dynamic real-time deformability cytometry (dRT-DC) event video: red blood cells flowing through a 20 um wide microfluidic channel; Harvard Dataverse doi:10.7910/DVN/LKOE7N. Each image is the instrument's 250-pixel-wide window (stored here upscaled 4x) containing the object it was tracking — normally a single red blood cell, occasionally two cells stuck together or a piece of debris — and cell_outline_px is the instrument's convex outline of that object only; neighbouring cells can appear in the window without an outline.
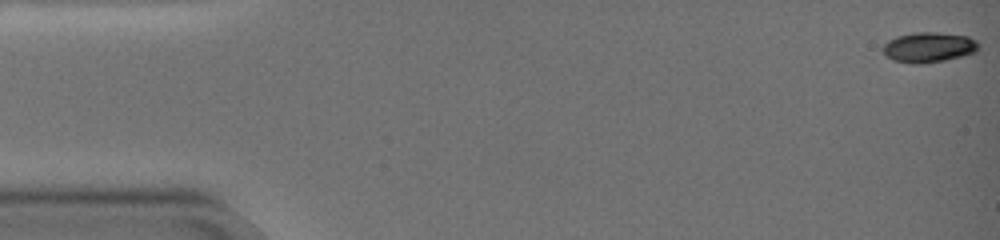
{"species": "common noctule bat (a hibernating species)", "species_latin": "Nyctalus noctula", "temperature_condition": "warm", "stored_images_in_passage": 70, "camera_frame_rate_fps": 3000, "um_per_image_px": 0.085, "animal": {"sex": "female", "body_mass_g": 19.0, "forearm_length_mm": 51.5}, "frame": {"image": 1, "passage_image": 1, "time_ms": 0.0, "image_size_px": [1000, 240], "cell_outline_px": [[976, 48], [972, 52], [960, 56], [940, 60], [896, 60], [888, 56], [884, 52], [884, 44], [900, 36], [924, 32], [968, 36], [976, 44]], "centroid_in_image_um": [78.95, 3.97], "position_along_channel_um": 6.0, "area_um2": 14.85}}
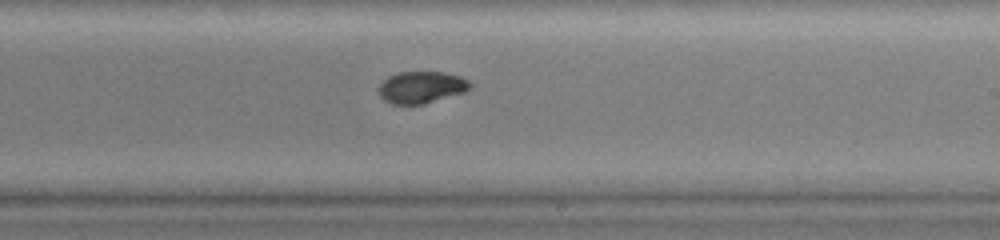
{"frame": {"image": 2, "passage_image": 43, "time_ms": 14.0, "image_size_px": [1000, 240], "cell_outline_px": [[472, 84], [464, 92], [424, 104], [392, 104], [384, 100], [380, 96], [380, 84], [388, 76], [400, 72], [440, 72], [460, 76], [468, 80]], "centroid_in_image_um": [35.81, 7.42], "position_along_channel_um": 253.2, "area_um2": 16.76}}
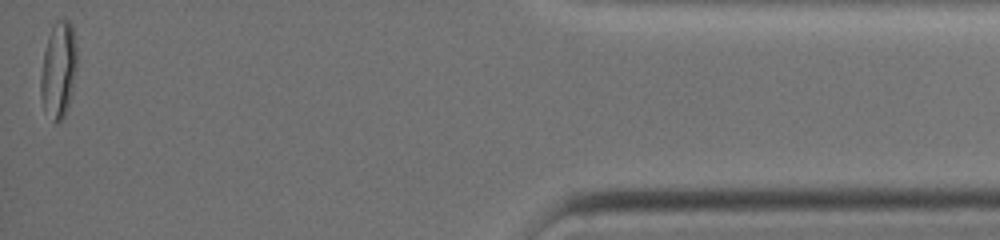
{"frame": {"image": 3, "passage_image": 69, "time_ms": 22.667, "image_size_px": [1000, 240], "cell_outline_px": [[76, 72], [68, 108], [64, 116], [56, 124], [52, 124], [44, 108], [40, 96], [40, 76], [44, 52], [48, 36], [56, 20], [68, 20], [72, 24], [76, 48]], "centroid_in_image_um": [4.96, 5.99], "position_along_channel_um": 430.2, "area_um2": 20.46}, "authors_computed_cell_mechanics": {"area_um2": 17.1377, "velocity_mm_per_s": 2.8298, "shape_relaxation_time_tau1_ms": 7.3454, "shape_relaxation_time_tau2_ms": 1.534, "deformation_change_tau1": 0.22, "deformation_change_tau2": 0.0348}}